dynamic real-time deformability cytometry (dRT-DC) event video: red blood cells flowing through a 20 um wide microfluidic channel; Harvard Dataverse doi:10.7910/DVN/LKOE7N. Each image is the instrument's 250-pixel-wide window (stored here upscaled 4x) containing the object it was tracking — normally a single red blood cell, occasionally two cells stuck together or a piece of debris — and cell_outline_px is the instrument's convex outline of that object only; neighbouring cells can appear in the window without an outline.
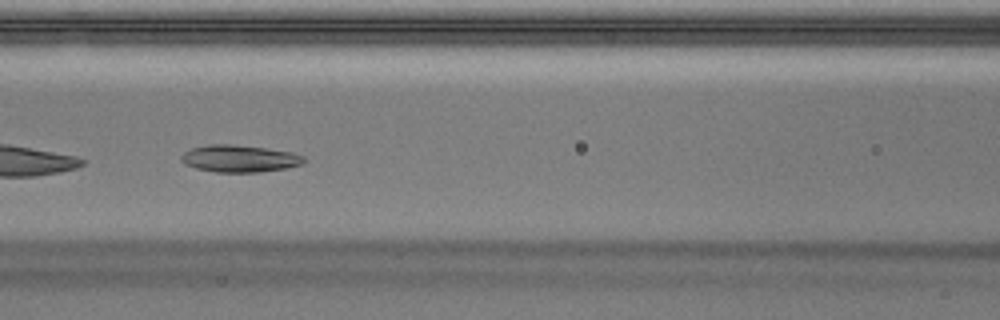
{"species": "Egyptian fruit bat (a non-hibernating species)", "species_latin": "Rousettus aegyptiacus", "temperature_condition": "warm", "stored_images_in_passage": 48, "camera_frame_rate_fps": 3000, "um_per_image_px": 0.085, "animal": {"sex": "male"}, "frame": {"image": 1, "passage_image": 21, "time_ms": 6.667, "image_size_px": [1000, 320], "cell_outline_px": [[304, 160], [300, 164], [284, 168], [260, 172], [216, 172], [196, 168], [184, 164], [180, 160], [180, 156], [184, 152], [192, 148], [208, 144], [232, 144], [264, 148], [292, 152], [304, 156]], "centroid_in_image_um": [20.3, 13.47], "position_along_channel_um": 146.3, "area_um2": 19.25}}